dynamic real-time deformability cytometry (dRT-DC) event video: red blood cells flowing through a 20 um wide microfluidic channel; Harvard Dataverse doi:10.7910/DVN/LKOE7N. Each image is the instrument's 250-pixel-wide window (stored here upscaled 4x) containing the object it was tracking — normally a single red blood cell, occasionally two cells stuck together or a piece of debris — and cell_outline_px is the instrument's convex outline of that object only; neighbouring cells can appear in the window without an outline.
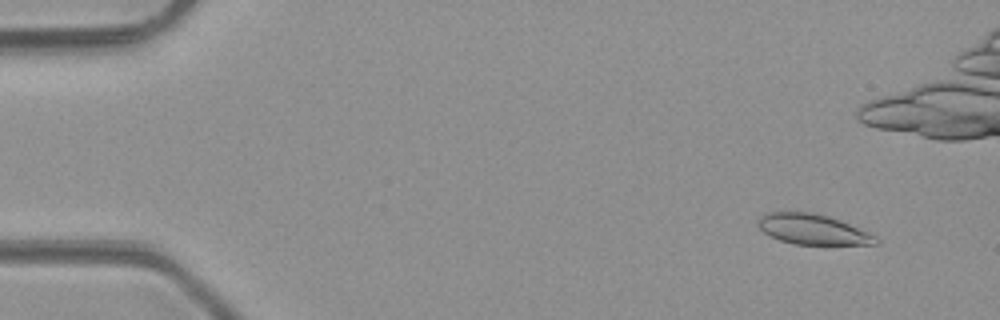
{"species": "common noctule bat (a hibernating species)", "species_latin": "Nyctalus noctula", "temperature_condition": "room temperature", "stored_images_in_passage": 4, "camera_frame_rate_fps": 3000, "um_per_image_px": 0.085, "animal": {"sex": "male", "body_mass_g": 23.1, "forearm_length_mm": 52.7}, "frame": {"image": 1, "passage_image": 2, "time_ms": 1.333, "image_size_px": [1000, 320], "cell_outline_px": [[880, 244], [796, 244], [780, 240], [764, 232], [756, 224], [756, 220], [764, 212], [812, 212], [828, 216], [840, 220], [868, 232], [876, 236], [880, 240]], "centroid_in_image_um": [69.07, 19.48], "position_along_channel_um": 15.9, "area_um2": 20.75}}